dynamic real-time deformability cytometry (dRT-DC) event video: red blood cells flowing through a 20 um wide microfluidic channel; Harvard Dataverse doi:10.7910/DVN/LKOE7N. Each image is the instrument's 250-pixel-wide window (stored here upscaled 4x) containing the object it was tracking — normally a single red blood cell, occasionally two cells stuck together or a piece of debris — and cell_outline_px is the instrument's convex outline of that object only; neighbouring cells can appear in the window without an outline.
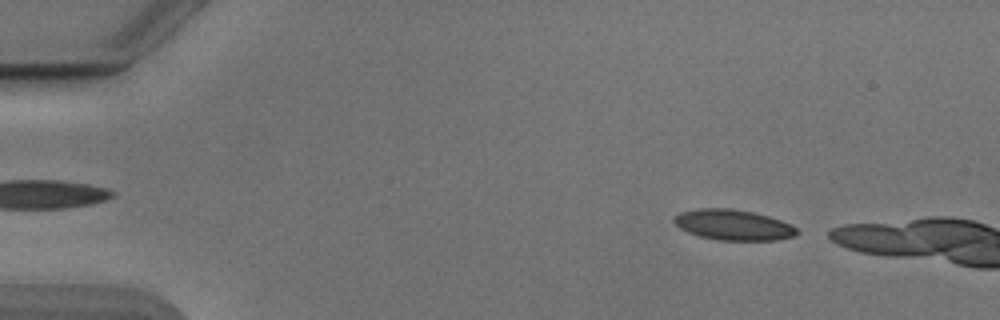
{"species": "Egyptian fruit bat (a non-hibernating species)", "species_latin": "Rousettus aegyptiacus", "temperature_condition": "cold", "stored_images_in_passage": 5, "camera_frame_rate_fps": 3000, "um_per_image_px": 0.085, "animal": {"sex": "male"}, "frame": {"image": 1, "passage_image": 2, "time_ms": 0.333, "image_size_px": [1000, 320], "cell_outline_px": [[800, 232], [796, 236], [776, 240], [716, 240], [700, 236], [688, 232], [680, 228], [672, 220], [680, 212], [696, 208], [728, 208], [752, 212], [768, 216], [792, 224]], "centroid_in_image_um": [62.35, 19.12], "position_along_channel_um": 22.7, "area_um2": 21.91}}